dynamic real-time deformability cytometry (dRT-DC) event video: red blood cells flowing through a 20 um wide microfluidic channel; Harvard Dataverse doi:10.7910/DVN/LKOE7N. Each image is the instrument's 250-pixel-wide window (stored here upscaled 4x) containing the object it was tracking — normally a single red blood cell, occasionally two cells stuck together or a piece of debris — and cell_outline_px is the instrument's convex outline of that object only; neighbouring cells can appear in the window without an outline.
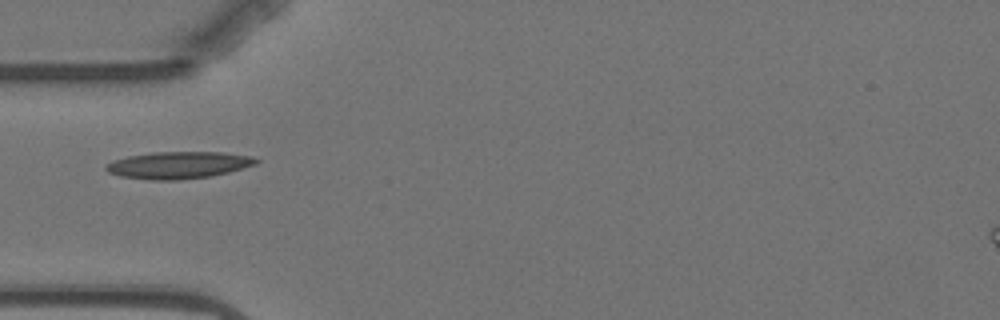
{"species": "Egyptian fruit bat (a non-hibernating species)", "species_latin": "Rousettus aegyptiacus", "temperature_condition": "warm", "stored_images_in_passage": 4, "camera_frame_rate_fps": 3000, "um_per_image_px": 0.085, "animal": {"sex": "female"}, "frame": {"image": 1, "passage_image": 1, "time_ms": 0.0, "image_size_px": [1000, 320], "cell_outline_px": [[260, 160], [256, 164], [228, 172], [208, 176], [176, 180], [152, 180], [120, 176], [108, 172], [104, 168], [112, 160], [128, 156], [152, 152], [224, 152], [252, 156]], "centroid_in_image_um": [15.16, 14.02], "position_along_channel_um": 69.8, "area_um2": 23.52}}
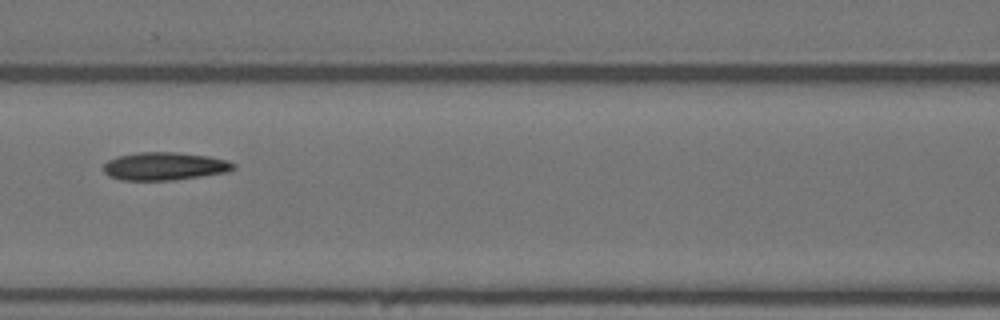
{"frame": {"image": 2, "passage_image": 3, "time_ms": 2.333, "image_size_px": [1000, 320], "cell_outline_px": [[236, 168], [228, 172], [172, 180], [120, 180], [108, 176], [104, 172], [104, 164], [108, 160], [116, 156], [140, 152], [176, 152], [208, 156], [228, 160], [236, 164]], "centroid_in_image_um": [13.99, 14.12], "position_along_channel_um": 152.6, "area_um2": 21.27}}
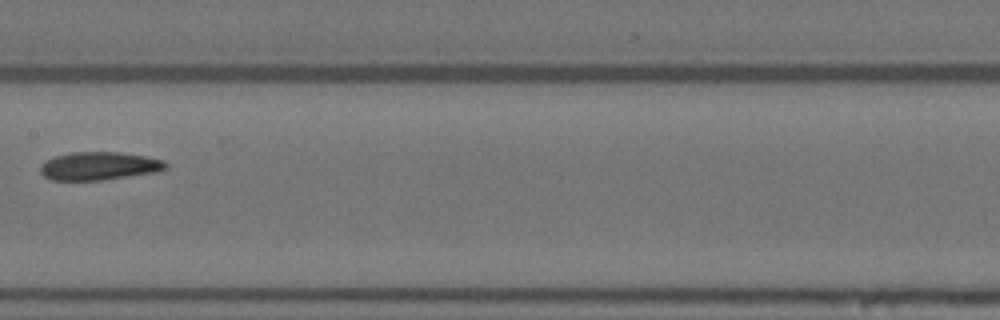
{"frame": {"image": 3, "passage_image": 4, "time_ms": 3.667, "image_size_px": [1000, 320], "cell_outline_px": [[168, 168], [156, 172], [100, 180], [52, 180], [44, 176], [40, 172], [40, 164], [56, 156], [68, 152], [120, 152], [144, 156], [164, 160], [168, 164]], "centroid_in_image_um": [8.43, 14.1], "position_along_channel_um": 199.0, "area_um2": 20.52}}